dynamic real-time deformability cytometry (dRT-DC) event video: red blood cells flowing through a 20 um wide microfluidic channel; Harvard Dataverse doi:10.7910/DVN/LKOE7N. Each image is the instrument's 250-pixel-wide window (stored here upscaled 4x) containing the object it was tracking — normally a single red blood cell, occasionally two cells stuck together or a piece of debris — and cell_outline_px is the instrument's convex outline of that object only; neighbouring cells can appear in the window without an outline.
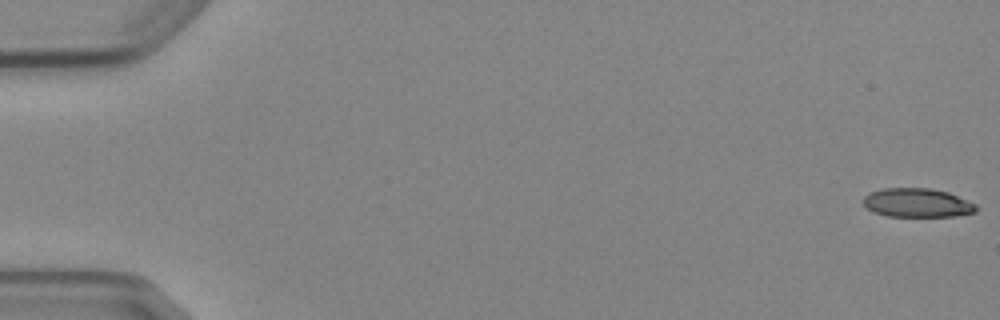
{"species": "Egyptian fruit bat (a non-hibernating species)", "species_latin": "Rousettus aegyptiacus", "temperature_condition": "cold", "stored_images_in_passage": 5, "camera_frame_rate_fps": 3000, "um_per_image_px": 0.085, "animal": {"sex": "female"}, "frame": {"image": 1, "passage_image": 1, "time_ms": 0.0, "image_size_px": [1000, 320], "cell_outline_px": [[976, 212], [956, 216], [888, 216], [876, 212], [868, 208], [864, 204], [864, 196], [872, 192], [884, 188], [928, 188], [948, 192], [976, 204]], "centroid_in_image_um": [77.99, 17.24], "position_along_channel_um": 7.0, "area_um2": 18.73}}
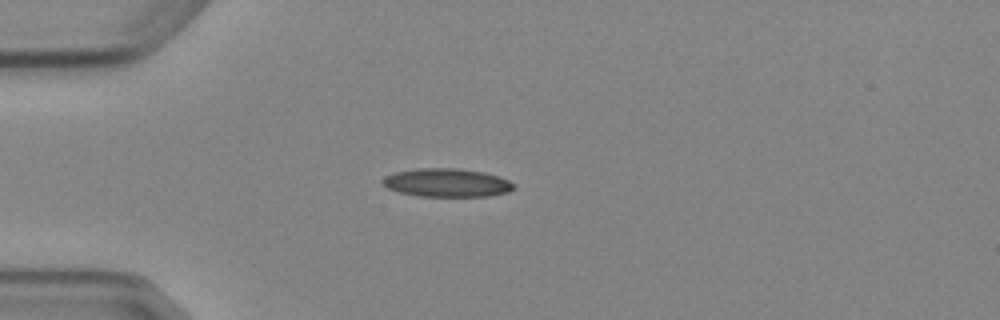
{"frame": {"image": 2, "passage_image": 5, "time_ms": 4.667, "image_size_px": [1000, 320], "cell_outline_px": [[516, 188], [508, 192], [488, 196], [420, 196], [400, 192], [388, 188], [380, 180], [384, 176], [396, 172], [420, 168], [456, 168], [484, 172], [500, 176], [516, 184]], "centroid_in_image_um": [38.02, 15.52], "position_along_channel_um": 47.0, "area_um2": 21.73}}